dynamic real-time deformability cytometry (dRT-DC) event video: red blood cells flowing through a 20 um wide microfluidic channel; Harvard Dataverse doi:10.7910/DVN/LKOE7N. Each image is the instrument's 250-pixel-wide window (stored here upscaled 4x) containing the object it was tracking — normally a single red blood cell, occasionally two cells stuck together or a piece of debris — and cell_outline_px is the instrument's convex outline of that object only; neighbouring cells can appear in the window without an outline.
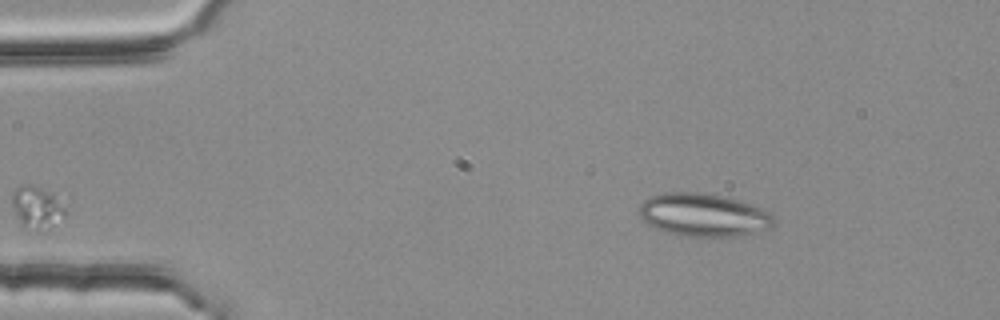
{"species": "common noctule bat (a hibernating species)", "species_latin": "Nyctalus noctula", "temperature_condition": "room temperature", "stored_images_in_passage": 3, "camera_frame_rate_fps": 3000, "um_per_image_px": 0.085, "animal": {"sex": "female", "body_mass_g": 25.1}, "frame": {"image": 1, "passage_image": 3, "time_ms": 0.667, "image_size_px": [1000, 320], "cell_outline_px": [[772, 228], [736, 236], [688, 236], [668, 232], [656, 228], [648, 224], [640, 216], [640, 204], [648, 196], [664, 192], [696, 192], [724, 196], [740, 200], [752, 204], [768, 212], [772, 216]], "centroid_in_image_um": [59.77, 18.25], "position_along_channel_um": 25.2, "area_um2": 33.47}}